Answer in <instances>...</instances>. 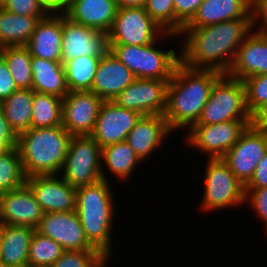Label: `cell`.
I'll return each instance as SVG.
<instances>
[{"mask_svg":"<svg viewBox=\"0 0 267 267\" xmlns=\"http://www.w3.org/2000/svg\"><path fill=\"white\" fill-rule=\"evenodd\" d=\"M204 0H173L174 6V34L179 35L183 27L196 14L199 5Z\"/></svg>","mask_w":267,"mask_h":267,"instance_id":"obj_38","label":"cell"},{"mask_svg":"<svg viewBox=\"0 0 267 267\" xmlns=\"http://www.w3.org/2000/svg\"><path fill=\"white\" fill-rule=\"evenodd\" d=\"M16 90H18V87L9 72L4 57L0 54V101L6 100Z\"/></svg>","mask_w":267,"mask_h":267,"instance_id":"obj_42","label":"cell"},{"mask_svg":"<svg viewBox=\"0 0 267 267\" xmlns=\"http://www.w3.org/2000/svg\"><path fill=\"white\" fill-rule=\"evenodd\" d=\"M254 123L258 127L267 128V107L254 118Z\"/></svg>","mask_w":267,"mask_h":267,"instance_id":"obj_47","label":"cell"},{"mask_svg":"<svg viewBox=\"0 0 267 267\" xmlns=\"http://www.w3.org/2000/svg\"><path fill=\"white\" fill-rule=\"evenodd\" d=\"M25 184L44 213L76 211L77 188L68 184L60 175L29 176Z\"/></svg>","mask_w":267,"mask_h":267,"instance_id":"obj_15","label":"cell"},{"mask_svg":"<svg viewBox=\"0 0 267 267\" xmlns=\"http://www.w3.org/2000/svg\"><path fill=\"white\" fill-rule=\"evenodd\" d=\"M31 128H49L62 125V99L34 91Z\"/></svg>","mask_w":267,"mask_h":267,"instance_id":"obj_32","label":"cell"},{"mask_svg":"<svg viewBox=\"0 0 267 267\" xmlns=\"http://www.w3.org/2000/svg\"><path fill=\"white\" fill-rule=\"evenodd\" d=\"M251 32V19L228 20L199 28H183L180 62L191 69L227 74L237 49ZM185 35V36H184ZM184 44V45H183Z\"/></svg>","mask_w":267,"mask_h":267,"instance_id":"obj_1","label":"cell"},{"mask_svg":"<svg viewBox=\"0 0 267 267\" xmlns=\"http://www.w3.org/2000/svg\"><path fill=\"white\" fill-rule=\"evenodd\" d=\"M4 226H5V222L3 219L2 208H1V204H0V232L2 231Z\"/></svg>","mask_w":267,"mask_h":267,"instance_id":"obj_48","label":"cell"},{"mask_svg":"<svg viewBox=\"0 0 267 267\" xmlns=\"http://www.w3.org/2000/svg\"><path fill=\"white\" fill-rule=\"evenodd\" d=\"M100 58L101 57L79 56L63 64L69 92L91 90Z\"/></svg>","mask_w":267,"mask_h":267,"instance_id":"obj_30","label":"cell"},{"mask_svg":"<svg viewBox=\"0 0 267 267\" xmlns=\"http://www.w3.org/2000/svg\"><path fill=\"white\" fill-rule=\"evenodd\" d=\"M140 117L139 113L122 108L113 100H105L90 136L101 148L125 141Z\"/></svg>","mask_w":267,"mask_h":267,"instance_id":"obj_16","label":"cell"},{"mask_svg":"<svg viewBox=\"0 0 267 267\" xmlns=\"http://www.w3.org/2000/svg\"><path fill=\"white\" fill-rule=\"evenodd\" d=\"M35 267H52V266H35Z\"/></svg>","mask_w":267,"mask_h":267,"instance_id":"obj_52","label":"cell"},{"mask_svg":"<svg viewBox=\"0 0 267 267\" xmlns=\"http://www.w3.org/2000/svg\"><path fill=\"white\" fill-rule=\"evenodd\" d=\"M204 194L200 210L210 211L226 210V208L245 205V185L240 182L221 159H208L206 162Z\"/></svg>","mask_w":267,"mask_h":267,"instance_id":"obj_7","label":"cell"},{"mask_svg":"<svg viewBox=\"0 0 267 267\" xmlns=\"http://www.w3.org/2000/svg\"><path fill=\"white\" fill-rule=\"evenodd\" d=\"M145 10L165 32L174 33L173 0H147Z\"/></svg>","mask_w":267,"mask_h":267,"instance_id":"obj_37","label":"cell"},{"mask_svg":"<svg viewBox=\"0 0 267 267\" xmlns=\"http://www.w3.org/2000/svg\"><path fill=\"white\" fill-rule=\"evenodd\" d=\"M2 114V101H0V115Z\"/></svg>","mask_w":267,"mask_h":267,"instance_id":"obj_50","label":"cell"},{"mask_svg":"<svg viewBox=\"0 0 267 267\" xmlns=\"http://www.w3.org/2000/svg\"><path fill=\"white\" fill-rule=\"evenodd\" d=\"M17 135L10 128L3 114L0 115V156L16 147Z\"/></svg>","mask_w":267,"mask_h":267,"instance_id":"obj_43","label":"cell"},{"mask_svg":"<svg viewBox=\"0 0 267 267\" xmlns=\"http://www.w3.org/2000/svg\"><path fill=\"white\" fill-rule=\"evenodd\" d=\"M261 74H267V34L251 31L237 49L227 75L244 80Z\"/></svg>","mask_w":267,"mask_h":267,"instance_id":"obj_19","label":"cell"},{"mask_svg":"<svg viewBox=\"0 0 267 267\" xmlns=\"http://www.w3.org/2000/svg\"><path fill=\"white\" fill-rule=\"evenodd\" d=\"M64 251L55 240L35 230L29 247L28 267L52 266Z\"/></svg>","mask_w":267,"mask_h":267,"instance_id":"obj_33","label":"cell"},{"mask_svg":"<svg viewBox=\"0 0 267 267\" xmlns=\"http://www.w3.org/2000/svg\"><path fill=\"white\" fill-rule=\"evenodd\" d=\"M35 229L7 225L0 232V260L9 267H28L29 247Z\"/></svg>","mask_w":267,"mask_h":267,"instance_id":"obj_25","label":"cell"},{"mask_svg":"<svg viewBox=\"0 0 267 267\" xmlns=\"http://www.w3.org/2000/svg\"><path fill=\"white\" fill-rule=\"evenodd\" d=\"M71 137L63 125L30 128L18 134L16 147L25 177L59 175Z\"/></svg>","mask_w":267,"mask_h":267,"instance_id":"obj_4","label":"cell"},{"mask_svg":"<svg viewBox=\"0 0 267 267\" xmlns=\"http://www.w3.org/2000/svg\"><path fill=\"white\" fill-rule=\"evenodd\" d=\"M108 51L105 32L85 27L62 14V64L79 56L103 57Z\"/></svg>","mask_w":267,"mask_h":267,"instance_id":"obj_13","label":"cell"},{"mask_svg":"<svg viewBox=\"0 0 267 267\" xmlns=\"http://www.w3.org/2000/svg\"><path fill=\"white\" fill-rule=\"evenodd\" d=\"M118 9L120 8H145L147 0H114Z\"/></svg>","mask_w":267,"mask_h":267,"instance_id":"obj_46","label":"cell"},{"mask_svg":"<svg viewBox=\"0 0 267 267\" xmlns=\"http://www.w3.org/2000/svg\"><path fill=\"white\" fill-rule=\"evenodd\" d=\"M1 7L6 11L25 16H47L37 0H6Z\"/></svg>","mask_w":267,"mask_h":267,"instance_id":"obj_40","label":"cell"},{"mask_svg":"<svg viewBox=\"0 0 267 267\" xmlns=\"http://www.w3.org/2000/svg\"><path fill=\"white\" fill-rule=\"evenodd\" d=\"M251 31L267 34V0H251Z\"/></svg>","mask_w":267,"mask_h":267,"instance_id":"obj_41","label":"cell"},{"mask_svg":"<svg viewBox=\"0 0 267 267\" xmlns=\"http://www.w3.org/2000/svg\"><path fill=\"white\" fill-rule=\"evenodd\" d=\"M20 155L17 147L0 156V195L25 184Z\"/></svg>","mask_w":267,"mask_h":267,"instance_id":"obj_34","label":"cell"},{"mask_svg":"<svg viewBox=\"0 0 267 267\" xmlns=\"http://www.w3.org/2000/svg\"><path fill=\"white\" fill-rule=\"evenodd\" d=\"M267 187V152L263 159L258 163L253 177L245 185V188H264Z\"/></svg>","mask_w":267,"mask_h":267,"instance_id":"obj_44","label":"cell"},{"mask_svg":"<svg viewBox=\"0 0 267 267\" xmlns=\"http://www.w3.org/2000/svg\"><path fill=\"white\" fill-rule=\"evenodd\" d=\"M117 9L114 0H70L64 15L85 27L108 34Z\"/></svg>","mask_w":267,"mask_h":267,"instance_id":"obj_22","label":"cell"},{"mask_svg":"<svg viewBox=\"0 0 267 267\" xmlns=\"http://www.w3.org/2000/svg\"><path fill=\"white\" fill-rule=\"evenodd\" d=\"M254 120H231L211 125H193L184 140L192 148L201 151L207 159L222 158L239 140Z\"/></svg>","mask_w":267,"mask_h":267,"instance_id":"obj_9","label":"cell"},{"mask_svg":"<svg viewBox=\"0 0 267 267\" xmlns=\"http://www.w3.org/2000/svg\"><path fill=\"white\" fill-rule=\"evenodd\" d=\"M170 80L136 78L113 101L143 115H163Z\"/></svg>","mask_w":267,"mask_h":267,"instance_id":"obj_12","label":"cell"},{"mask_svg":"<svg viewBox=\"0 0 267 267\" xmlns=\"http://www.w3.org/2000/svg\"><path fill=\"white\" fill-rule=\"evenodd\" d=\"M236 19H251V0H204L183 28L205 27Z\"/></svg>","mask_w":267,"mask_h":267,"instance_id":"obj_24","label":"cell"},{"mask_svg":"<svg viewBox=\"0 0 267 267\" xmlns=\"http://www.w3.org/2000/svg\"><path fill=\"white\" fill-rule=\"evenodd\" d=\"M59 175L75 188L100 181V145L91 136H72Z\"/></svg>","mask_w":267,"mask_h":267,"instance_id":"obj_8","label":"cell"},{"mask_svg":"<svg viewBox=\"0 0 267 267\" xmlns=\"http://www.w3.org/2000/svg\"><path fill=\"white\" fill-rule=\"evenodd\" d=\"M108 261L98 250H65L52 267H109Z\"/></svg>","mask_w":267,"mask_h":267,"instance_id":"obj_36","label":"cell"},{"mask_svg":"<svg viewBox=\"0 0 267 267\" xmlns=\"http://www.w3.org/2000/svg\"><path fill=\"white\" fill-rule=\"evenodd\" d=\"M266 152L267 128L258 127L253 123L221 159L229 166L235 177L246 185Z\"/></svg>","mask_w":267,"mask_h":267,"instance_id":"obj_11","label":"cell"},{"mask_svg":"<svg viewBox=\"0 0 267 267\" xmlns=\"http://www.w3.org/2000/svg\"><path fill=\"white\" fill-rule=\"evenodd\" d=\"M35 230L55 240L64 250H97L86 239L76 211L44 213Z\"/></svg>","mask_w":267,"mask_h":267,"instance_id":"obj_17","label":"cell"},{"mask_svg":"<svg viewBox=\"0 0 267 267\" xmlns=\"http://www.w3.org/2000/svg\"><path fill=\"white\" fill-rule=\"evenodd\" d=\"M9 72L12 74L18 89H32V56L26 46H6L0 48Z\"/></svg>","mask_w":267,"mask_h":267,"instance_id":"obj_31","label":"cell"},{"mask_svg":"<svg viewBox=\"0 0 267 267\" xmlns=\"http://www.w3.org/2000/svg\"><path fill=\"white\" fill-rule=\"evenodd\" d=\"M242 81L245 87L247 109L255 118L267 107V74L247 77Z\"/></svg>","mask_w":267,"mask_h":267,"instance_id":"obj_35","label":"cell"},{"mask_svg":"<svg viewBox=\"0 0 267 267\" xmlns=\"http://www.w3.org/2000/svg\"><path fill=\"white\" fill-rule=\"evenodd\" d=\"M47 14H64L70 0H37Z\"/></svg>","mask_w":267,"mask_h":267,"instance_id":"obj_45","label":"cell"},{"mask_svg":"<svg viewBox=\"0 0 267 267\" xmlns=\"http://www.w3.org/2000/svg\"><path fill=\"white\" fill-rule=\"evenodd\" d=\"M136 77L109 50L100 58L91 92L105 100H114Z\"/></svg>","mask_w":267,"mask_h":267,"instance_id":"obj_21","label":"cell"},{"mask_svg":"<svg viewBox=\"0 0 267 267\" xmlns=\"http://www.w3.org/2000/svg\"><path fill=\"white\" fill-rule=\"evenodd\" d=\"M140 163L143 164L126 141L101 148V176L103 180L110 182V176L106 174L109 172L111 176L114 175L122 182L127 181L133 176L135 167Z\"/></svg>","mask_w":267,"mask_h":267,"instance_id":"obj_27","label":"cell"},{"mask_svg":"<svg viewBox=\"0 0 267 267\" xmlns=\"http://www.w3.org/2000/svg\"><path fill=\"white\" fill-rule=\"evenodd\" d=\"M0 204L7 225L36 229L44 215L40 204L26 184L0 195Z\"/></svg>","mask_w":267,"mask_h":267,"instance_id":"obj_18","label":"cell"},{"mask_svg":"<svg viewBox=\"0 0 267 267\" xmlns=\"http://www.w3.org/2000/svg\"><path fill=\"white\" fill-rule=\"evenodd\" d=\"M6 0H0V6L5 2Z\"/></svg>","mask_w":267,"mask_h":267,"instance_id":"obj_51","label":"cell"},{"mask_svg":"<svg viewBox=\"0 0 267 267\" xmlns=\"http://www.w3.org/2000/svg\"><path fill=\"white\" fill-rule=\"evenodd\" d=\"M33 95L32 89H18L2 101V114L16 135L31 128Z\"/></svg>","mask_w":267,"mask_h":267,"instance_id":"obj_29","label":"cell"},{"mask_svg":"<svg viewBox=\"0 0 267 267\" xmlns=\"http://www.w3.org/2000/svg\"><path fill=\"white\" fill-rule=\"evenodd\" d=\"M165 31L145 8L117 9L109 31L108 45H146L155 42Z\"/></svg>","mask_w":267,"mask_h":267,"instance_id":"obj_10","label":"cell"},{"mask_svg":"<svg viewBox=\"0 0 267 267\" xmlns=\"http://www.w3.org/2000/svg\"><path fill=\"white\" fill-rule=\"evenodd\" d=\"M170 134L173 135L163 115H143L137 120L125 141L144 162L160 149L161 145L163 147V141H166Z\"/></svg>","mask_w":267,"mask_h":267,"instance_id":"obj_20","label":"cell"},{"mask_svg":"<svg viewBox=\"0 0 267 267\" xmlns=\"http://www.w3.org/2000/svg\"><path fill=\"white\" fill-rule=\"evenodd\" d=\"M32 90L63 99L68 93L65 69L61 62L33 57Z\"/></svg>","mask_w":267,"mask_h":267,"instance_id":"obj_26","label":"cell"},{"mask_svg":"<svg viewBox=\"0 0 267 267\" xmlns=\"http://www.w3.org/2000/svg\"><path fill=\"white\" fill-rule=\"evenodd\" d=\"M104 100L91 91H71L62 99V125L71 136H90Z\"/></svg>","mask_w":267,"mask_h":267,"instance_id":"obj_14","label":"cell"},{"mask_svg":"<svg viewBox=\"0 0 267 267\" xmlns=\"http://www.w3.org/2000/svg\"><path fill=\"white\" fill-rule=\"evenodd\" d=\"M222 75L216 70L191 69L181 62L168 82L166 109L163 117L172 133L187 132L201 117L211 88ZM175 131V132H174Z\"/></svg>","mask_w":267,"mask_h":267,"instance_id":"obj_2","label":"cell"},{"mask_svg":"<svg viewBox=\"0 0 267 267\" xmlns=\"http://www.w3.org/2000/svg\"><path fill=\"white\" fill-rule=\"evenodd\" d=\"M175 36L179 37L177 34L164 32L151 44L109 45V50L132 71L136 78L170 80L176 66L180 63V52L173 48L162 50L157 45L162 39L165 42L168 37L170 41Z\"/></svg>","mask_w":267,"mask_h":267,"instance_id":"obj_5","label":"cell"},{"mask_svg":"<svg viewBox=\"0 0 267 267\" xmlns=\"http://www.w3.org/2000/svg\"><path fill=\"white\" fill-rule=\"evenodd\" d=\"M0 267H9V266L6 265L4 262H2V261L0 260Z\"/></svg>","mask_w":267,"mask_h":267,"instance_id":"obj_49","label":"cell"},{"mask_svg":"<svg viewBox=\"0 0 267 267\" xmlns=\"http://www.w3.org/2000/svg\"><path fill=\"white\" fill-rule=\"evenodd\" d=\"M111 183L101 179L76 191V212L85 237L108 260L113 254L111 236L117 211Z\"/></svg>","mask_w":267,"mask_h":267,"instance_id":"obj_3","label":"cell"},{"mask_svg":"<svg viewBox=\"0 0 267 267\" xmlns=\"http://www.w3.org/2000/svg\"><path fill=\"white\" fill-rule=\"evenodd\" d=\"M245 204L251 206L253 213L262 220L267 232V187L245 188Z\"/></svg>","mask_w":267,"mask_h":267,"instance_id":"obj_39","label":"cell"},{"mask_svg":"<svg viewBox=\"0 0 267 267\" xmlns=\"http://www.w3.org/2000/svg\"><path fill=\"white\" fill-rule=\"evenodd\" d=\"M46 16L17 15L0 6V48L25 46L40 19Z\"/></svg>","mask_w":267,"mask_h":267,"instance_id":"obj_28","label":"cell"},{"mask_svg":"<svg viewBox=\"0 0 267 267\" xmlns=\"http://www.w3.org/2000/svg\"><path fill=\"white\" fill-rule=\"evenodd\" d=\"M25 46L33 57L61 62L62 14L40 19Z\"/></svg>","mask_w":267,"mask_h":267,"instance_id":"obj_23","label":"cell"},{"mask_svg":"<svg viewBox=\"0 0 267 267\" xmlns=\"http://www.w3.org/2000/svg\"><path fill=\"white\" fill-rule=\"evenodd\" d=\"M231 120H254L247 109L242 80L222 74L213 84L208 102L194 125H211Z\"/></svg>","mask_w":267,"mask_h":267,"instance_id":"obj_6","label":"cell"}]
</instances>
